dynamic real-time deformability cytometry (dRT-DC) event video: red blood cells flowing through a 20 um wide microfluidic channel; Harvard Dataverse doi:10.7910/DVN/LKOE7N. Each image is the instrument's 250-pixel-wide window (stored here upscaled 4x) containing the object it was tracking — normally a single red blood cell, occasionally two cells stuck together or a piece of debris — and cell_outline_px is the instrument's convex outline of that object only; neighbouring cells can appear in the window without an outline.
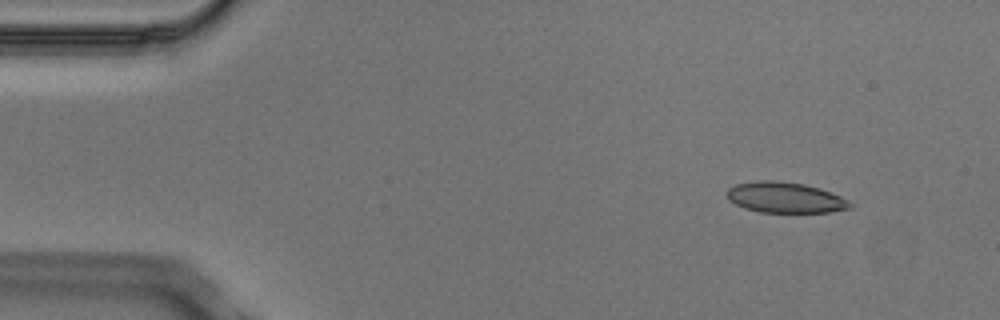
{"species": "Egyptian fruit bat (a non-hibernating species)", "species_latin": "Rousettus aegyptiacus", "temperature_condition": "cold", "stored_images_in_passage": 4, "camera_frame_rate_fps": 3000, "um_per_image_px": 0.085, "animal": {"sex": "male"}, "frame": {"image": 1, "passage_image": 1, "time_ms": 0.0, "image_size_px": [1000, 320], "cell_outline_px": [[852, 208], [832, 212], [760, 212], [744, 208], [728, 200], [728, 188], [736, 184], [756, 180], [772, 180], [804, 184], [820, 188], [840, 196], [848, 200], [852, 204]], "centroid_in_image_um": [66.75, 16.79], "position_along_channel_um": 18.3, "area_um2": 22.02}}
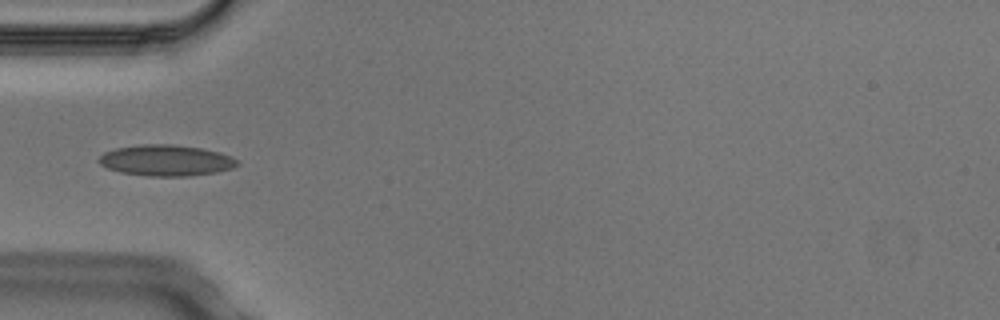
{"frame": {"image": 2, "passage_image": 4, "time_ms": 1.0, "image_size_px": [1000, 320], "cell_outline_px": [[240, 164], [232, 168], [216, 172], [188, 176], [148, 176], [120, 172], [108, 168], [100, 164], [96, 160], [104, 152], [116, 148], [140, 144], [172, 144], [200, 148], [220, 152], [232, 156]], "centroid_in_image_um": [14.1, 13.63], "position_along_channel_um": 70.9, "area_um2": 25.09}}